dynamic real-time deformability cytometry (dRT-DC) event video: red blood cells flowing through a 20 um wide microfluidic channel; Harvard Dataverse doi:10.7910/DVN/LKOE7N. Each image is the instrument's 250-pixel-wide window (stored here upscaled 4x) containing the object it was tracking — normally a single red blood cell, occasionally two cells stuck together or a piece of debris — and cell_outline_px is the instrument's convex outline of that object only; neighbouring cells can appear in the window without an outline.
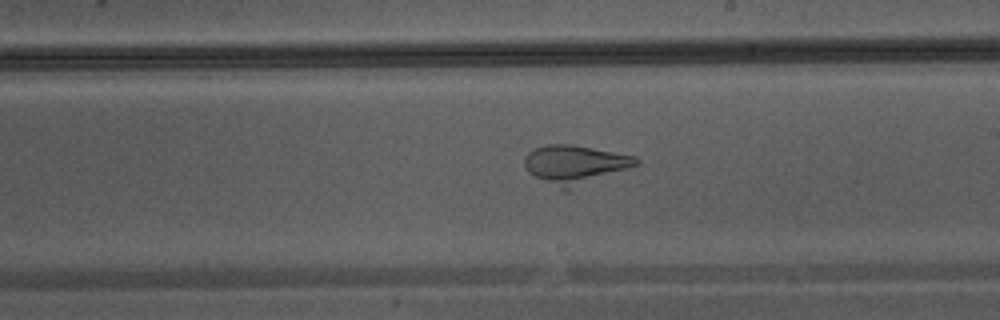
{"species": "Egyptian fruit bat (a non-hibernating species)", "species_latin": "Rousettus aegyptiacus", "temperature_condition": "warm", "stored_images_in_passage": 46, "camera_frame_rate_fps": 3000, "um_per_image_px": 0.085, "animal": {"sex": "male"}, "frame": {"image": 1, "passage_image": 27, "time_ms": 8.667, "image_size_px": [1000, 320], "cell_outline_px": [[640, 164], [568, 192], [560, 192], [528, 172], [524, 164], [524, 160], [528, 152], [536, 148], [548, 144], [572, 144], [636, 156], [640, 160]], "centroid_in_image_um": [48.89, 14.03], "position_along_channel_um": 240.1, "area_um2": 25.89}}
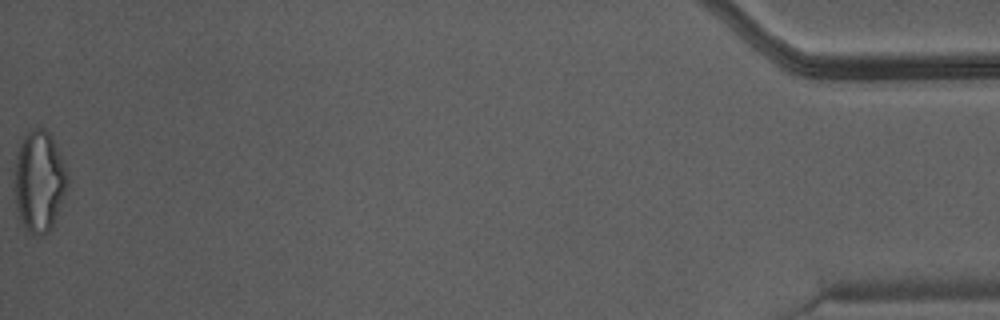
{"frame": {"image": 2, "passage_image": 46, "time_ms": 15.0, "image_size_px": [1000, 320], "cell_outline_px": [[68, 184], [52, 228], [44, 236], [36, 236], [28, 232], [16, 208], [16, 156], [20, 144], [24, 136], [32, 128], [44, 128], [52, 136], [64, 164], [68, 176]], "centroid_in_image_um": [3.36, 15.42], "position_along_channel_um": 431.8, "area_um2": 30.81}}